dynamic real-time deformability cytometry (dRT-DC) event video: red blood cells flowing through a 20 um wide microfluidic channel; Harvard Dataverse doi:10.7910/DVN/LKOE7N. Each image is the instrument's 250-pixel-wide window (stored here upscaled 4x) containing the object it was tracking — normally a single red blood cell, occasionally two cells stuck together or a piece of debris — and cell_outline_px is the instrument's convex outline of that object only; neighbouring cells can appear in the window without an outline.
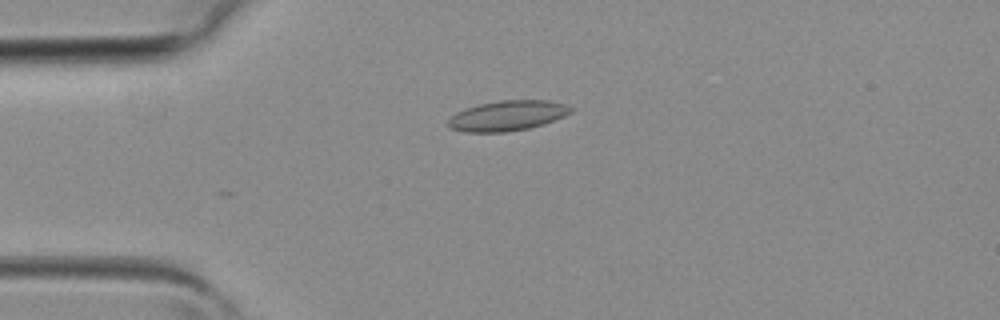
{"species": "common noctule bat (a hibernating species)", "species_latin": "Nyctalus noctula", "temperature_condition": "room temperature", "stored_images_in_passage": 3, "camera_frame_rate_fps": 3000, "um_per_image_px": 0.085, "animal": {"sex": "female", "body_mass_g": 19.3, "forearm_length_mm": 54.1}, "frame": {"image": 1, "passage_image": 3, "time_ms": 0.667, "image_size_px": [1000, 320], "cell_outline_px": [[576, 108], [572, 112], [564, 116], [544, 124], [528, 128], [504, 132], [464, 132], [452, 128], [448, 124], [448, 120], [456, 112], [464, 108], [480, 104], [500, 100], [548, 100], [564, 104]], "centroid_in_image_um": [43.16, 9.82], "position_along_channel_um": 41.8, "area_um2": 21.56}}